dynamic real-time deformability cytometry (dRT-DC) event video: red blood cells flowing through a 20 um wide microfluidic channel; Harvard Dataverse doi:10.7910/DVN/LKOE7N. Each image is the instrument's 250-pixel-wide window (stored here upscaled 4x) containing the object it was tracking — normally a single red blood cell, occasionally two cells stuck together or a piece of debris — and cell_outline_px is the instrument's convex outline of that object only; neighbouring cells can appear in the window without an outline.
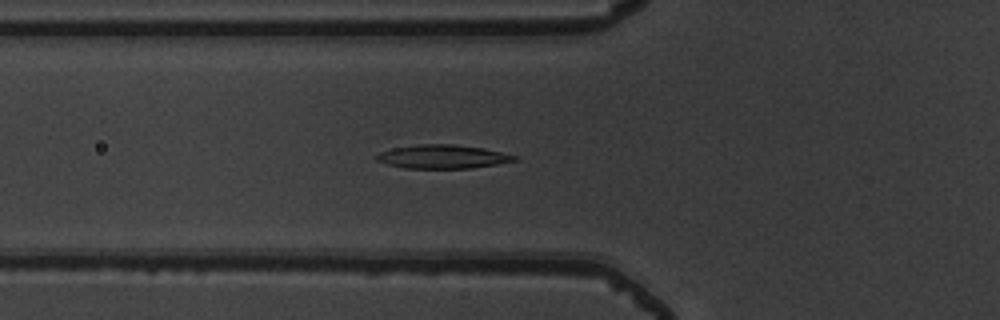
{"species": "common noctule bat (a hibernating species)", "species_latin": "Nyctalus noctula", "temperature_condition": "warm", "stored_images_in_passage": 53, "camera_frame_rate_fps": 3000, "um_per_image_px": 0.085, "animal": {"sex": "male", "body_mass_g": 19.5, "forearm_length_mm": 54.6}, "frame": {"image": 1, "passage_image": 20, "time_ms": 6.333, "image_size_px": [1000, 320], "cell_outline_px": [[516, 160], [496, 164], [472, 168], [404, 168], [388, 164], [376, 160], [376, 156], [380, 152], [392, 148], [420, 144], [452, 144], [480, 148], [500, 152], [516, 156]], "centroid_in_image_um": [37.57, 13.32], "position_along_channel_um": 88.2, "area_um2": 18.67}}
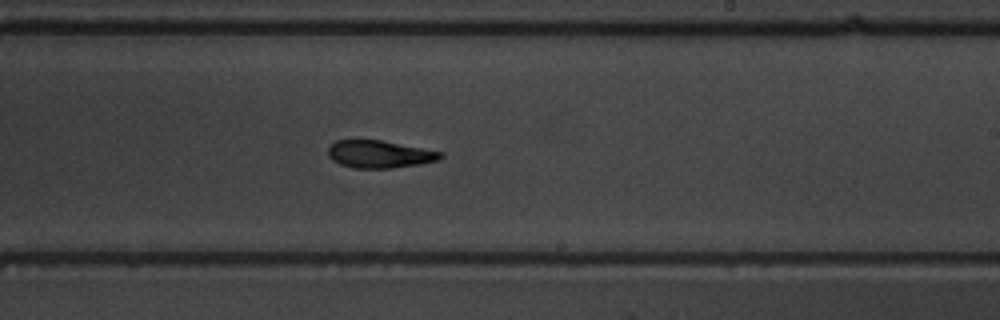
{"frame": {"image": 2, "passage_image": 33, "time_ms": 10.667, "image_size_px": [1000, 320], "cell_outline_px": [[444, 156], [440, 160], [420, 164], [392, 168], [352, 168], [340, 164], [332, 160], [328, 156], [328, 148], [336, 140], [380, 140], [444, 152]], "centroid_in_image_um": [32.28, 13.11], "position_along_channel_um": 256.7, "area_um2": 18.09}}
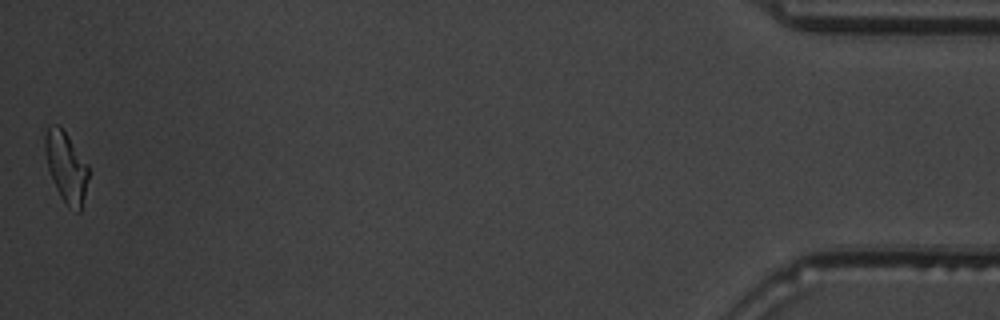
{"frame": {"image": 3, "passage_image": 53, "time_ms": 17.333, "image_size_px": [1000, 320], "cell_outline_px": [[88, 176], [80, 212], [76, 212], [68, 208], [60, 196], [56, 188], [48, 168], [44, 148], [44, 136], [48, 128], [56, 124], [68, 136], [88, 164]], "centroid_in_image_um": [5.62, 14.22], "position_along_channel_um": 429.6, "area_um2": 17.51}, "authors_computed_cell_mechanics": {"area_um2": 18.3804, "velocity_mm_per_s": 3.8977, "shape_relaxation_time_tau1_ms": 4.7591, "shape_relaxation_time_tau2_ms": 3.7551, "deformation_change_tau1": 0.2241, "deformation_change_tau2": 0.1289}}